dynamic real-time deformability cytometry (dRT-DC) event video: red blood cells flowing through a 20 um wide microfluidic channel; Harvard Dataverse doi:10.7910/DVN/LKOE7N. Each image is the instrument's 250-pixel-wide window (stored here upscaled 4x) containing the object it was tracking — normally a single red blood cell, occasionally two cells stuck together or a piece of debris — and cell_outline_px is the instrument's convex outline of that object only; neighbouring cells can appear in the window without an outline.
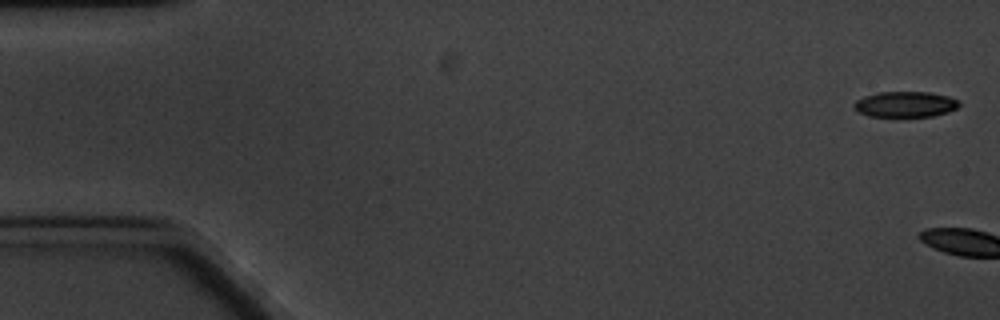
{"species": "common noctule bat (a hibernating species)", "species_latin": "Nyctalus noctula", "temperature_condition": "cold", "stored_images_in_passage": 2, "camera_frame_rate_fps": 3000, "um_per_image_px": 0.085, "animal": {"sex": "male", "body_mass_g": 20.1, "forearm_length_mm": 53.5}, "frame": {"image": 1, "passage_image": 1, "time_ms": 0.0, "image_size_px": [1000, 320], "cell_outline_px": [[960, 104], [956, 108], [948, 112], [932, 116], [868, 116], [856, 112], [852, 108], [852, 104], [856, 100], [864, 96], [880, 92], [928, 92], [948, 96], [956, 100]], "centroid_in_image_um": [76.88, 8.87], "position_along_channel_um": 8.1, "area_um2": 15.72}}